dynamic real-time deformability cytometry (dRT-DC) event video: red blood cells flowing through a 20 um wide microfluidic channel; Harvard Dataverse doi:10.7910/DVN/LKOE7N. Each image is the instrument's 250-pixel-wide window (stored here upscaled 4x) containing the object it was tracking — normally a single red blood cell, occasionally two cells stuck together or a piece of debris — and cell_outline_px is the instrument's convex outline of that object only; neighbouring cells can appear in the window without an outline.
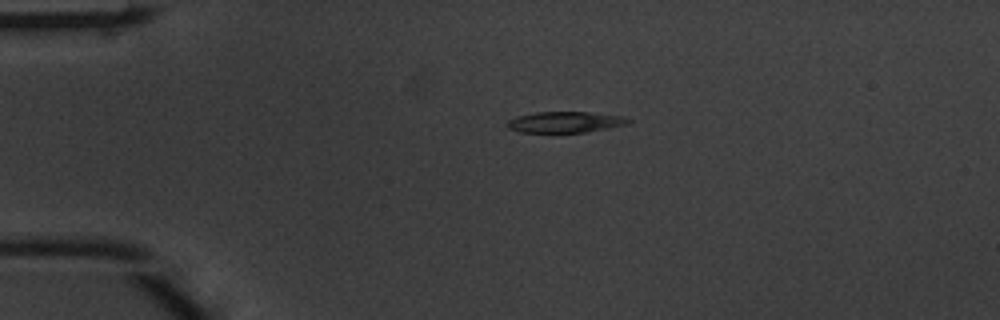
{"species": "common noctule bat (a hibernating species)", "species_latin": "Nyctalus noctula", "temperature_condition": "warm", "stored_images_in_passage": 2, "camera_frame_rate_fps": 3000, "um_per_image_px": 0.085, "animal": {"sex": "male", "body_mass_g": 20.1, "forearm_length_mm": 53.5}, "frame": {"image": 1, "passage_image": 1, "time_ms": 0.0, "image_size_px": [1000, 320], "cell_outline_px": [[632, 120], [628, 124], [588, 132], [520, 132], [508, 128], [508, 120], [516, 116], [536, 112], [588, 112], [620, 116]], "centroid_in_image_um": [48.03, 10.38], "position_along_channel_um": 37.0, "area_um2": 14.68}}